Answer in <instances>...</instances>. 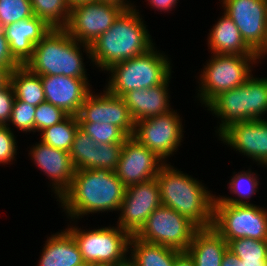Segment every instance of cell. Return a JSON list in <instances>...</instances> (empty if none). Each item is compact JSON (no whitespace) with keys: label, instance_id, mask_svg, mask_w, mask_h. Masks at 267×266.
<instances>
[{"label":"cell","instance_id":"25","mask_svg":"<svg viewBox=\"0 0 267 266\" xmlns=\"http://www.w3.org/2000/svg\"><path fill=\"white\" fill-rule=\"evenodd\" d=\"M206 107L221 120L218 136L232 124L244 122L243 85L220 93Z\"/></svg>","mask_w":267,"mask_h":266},{"label":"cell","instance_id":"43","mask_svg":"<svg viewBox=\"0 0 267 266\" xmlns=\"http://www.w3.org/2000/svg\"><path fill=\"white\" fill-rule=\"evenodd\" d=\"M174 266H195L194 261L186 252H183L174 263Z\"/></svg>","mask_w":267,"mask_h":266},{"label":"cell","instance_id":"28","mask_svg":"<svg viewBox=\"0 0 267 266\" xmlns=\"http://www.w3.org/2000/svg\"><path fill=\"white\" fill-rule=\"evenodd\" d=\"M79 128L77 116L69 115L62 122L43 129L41 142L66 152H70L75 134Z\"/></svg>","mask_w":267,"mask_h":266},{"label":"cell","instance_id":"37","mask_svg":"<svg viewBox=\"0 0 267 266\" xmlns=\"http://www.w3.org/2000/svg\"><path fill=\"white\" fill-rule=\"evenodd\" d=\"M36 106H32L26 102L15 98L10 123L14 125L17 130L34 133V118Z\"/></svg>","mask_w":267,"mask_h":266},{"label":"cell","instance_id":"41","mask_svg":"<svg viewBox=\"0 0 267 266\" xmlns=\"http://www.w3.org/2000/svg\"><path fill=\"white\" fill-rule=\"evenodd\" d=\"M148 1L149 6L151 8H155L156 10H160V12H168L169 10L175 8L177 5V1L179 0H146Z\"/></svg>","mask_w":267,"mask_h":266},{"label":"cell","instance_id":"9","mask_svg":"<svg viewBox=\"0 0 267 266\" xmlns=\"http://www.w3.org/2000/svg\"><path fill=\"white\" fill-rule=\"evenodd\" d=\"M198 227L174 209L161 205L147 218L135 234L143 241L168 246L185 252Z\"/></svg>","mask_w":267,"mask_h":266},{"label":"cell","instance_id":"29","mask_svg":"<svg viewBox=\"0 0 267 266\" xmlns=\"http://www.w3.org/2000/svg\"><path fill=\"white\" fill-rule=\"evenodd\" d=\"M249 170V171H248ZM247 171L242 170L238 173H233V177L229 181V189L231 194H235V197H227V196H217V198L223 202L228 204H252L249 202L251 197L258 192L259 179L257 175L252 172L251 169ZM249 199V200H248ZM245 200V201H244ZM248 201V202H247Z\"/></svg>","mask_w":267,"mask_h":266},{"label":"cell","instance_id":"2","mask_svg":"<svg viewBox=\"0 0 267 266\" xmlns=\"http://www.w3.org/2000/svg\"><path fill=\"white\" fill-rule=\"evenodd\" d=\"M139 14L135 7L124 10L112 26L90 45L91 62L95 67L105 71L113 64L145 54L154 47Z\"/></svg>","mask_w":267,"mask_h":266},{"label":"cell","instance_id":"5","mask_svg":"<svg viewBox=\"0 0 267 266\" xmlns=\"http://www.w3.org/2000/svg\"><path fill=\"white\" fill-rule=\"evenodd\" d=\"M164 54L154 46L145 54L113 64L105 70L111 73L105 90L122 97L130 90L148 89L162 84L172 73L171 62Z\"/></svg>","mask_w":267,"mask_h":266},{"label":"cell","instance_id":"18","mask_svg":"<svg viewBox=\"0 0 267 266\" xmlns=\"http://www.w3.org/2000/svg\"><path fill=\"white\" fill-rule=\"evenodd\" d=\"M40 78L45 100L69 115H78L85 98L92 91L88 79L65 75H48Z\"/></svg>","mask_w":267,"mask_h":266},{"label":"cell","instance_id":"10","mask_svg":"<svg viewBox=\"0 0 267 266\" xmlns=\"http://www.w3.org/2000/svg\"><path fill=\"white\" fill-rule=\"evenodd\" d=\"M182 117L170 110L165 114L135 122L132 137L165 162L183 141Z\"/></svg>","mask_w":267,"mask_h":266},{"label":"cell","instance_id":"47","mask_svg":"<svg viewBox=\"0 0 267 266\" xmlns=\"http://www.w3.org/2000/svg\"><path fill=\"white\" fill-rule=\"evenodd\" d=\"M69 5L72 7L76 4H79V3H83V2H93V1H97V0H67Z\"/></svg>","mask_w":267,"mask_h":266},{"label":"cell","instance_id":"7","mask_svg":"<svg viewBox=\"0 0 267 266\" xmlns=\"http://www.w3.org/2000/svg\"><path fill=\"white\" fill-rule=\"evenodd\" d=\"M67 227L78 244L84 262L96 266L128 265L129 240L131 235L119 226L82 230L79 226Z\"/></svg>","mask_w":267,"mask_h":266},{"label":"cell","instance_id":"30","mask_svg":"<svg viewBox=\"0 0 267 266\" xmlns=\"http://www.w3.org/2000/svg\"><path fill=\"white\" fill-rule=\"evenodd\" d=\"M33 13L51 28H64L69 20L71 6L67 0H30Z\"/></svg>","mask_w":267,"mask_h":266},{"label":"cell","instance_id":"36","mask_svg":"<svg viewBox=\"0 0 267 266\" xmlns=\"http://www.w3.org/2000/svg\"><path fill=\"white\" fill-rule=\"evenodd\" d=\"M68 116L69 114H67L63 109L44 101L36 106L34 132H40L47 127L58 124L65 120Z\"/></svg>","mask_w":267,"mask_h":266},{"label":"cell","instance_id":"27","mask_svg":"<svg viewBox=\"0 0 267 266\" xmlns=\"http://www.w3.org/2000/svg\"><path fill=\"white\" fill-rule=\"evenodd\" d=\"M244 121L265 120L267 114V78L253 75L243 84Z\"/></svg>","mask_w":267,"mask_h":266},{"label":"cell","instance_id":"15","mask_svg":"<svg viewBox=\"0 0 267 266\" xmlns=\"http://www.w3.org/2000/svg\"><path fill=\"white\" fill-rule=\"evenodd\" d=\"M78 122L107 123L120 127L132 137L135 122L122 97L108 93L93 94L91 91L81 105L77 115Z\"/></svg>","mask_w":267,"mask_h":266},{"label":"cell","instance_id":"34","mask_svg":"<svg viewBox=\"0 0 267 266\" xmlns=\"http://www.w3.org/2000/svg\"><path fill=\"white\" fill-rule=\"evenodd\" d=\"M228 249L240 260L267 259V241L251 238L233 239L228 242Z\"/></svg>","mask_w":267,"mask_h":266},{"label":"cell","instance_id":"8","mask_svg":"<svg viewBox=\"0 0 267 266\" xmlns=\"http://www.w3.org/2000/svg\"><path fill=\"white\" fill-rule=\"evenodd\" d=\"M212 227L227 241L251 238L267 241V211L254 204H228L216 196Z\"/></svg>","mask_w":267,"mask_h":266},{"label":"cell","instance_id":"22","mask_svg":"<svg viewBox=\"0 0 267 266\" xmlns=\"http://www.w3.org/2000/svg\"><path fill=\"white\" fill-rule=\"evenodd\" d=\"M207 39L211 54L258 55L245 43L238 27L224 12L213 25Z\"/></svg>","mask_w":267,"mask_h":266},{"label":"cell","instance_id":"13","mask_svg":"<svg viewBox=\"0 0 267 266\" xmlns=\"http://www.w3.org/2000/svg\"><path fill=\"white\" fill-rule=\"evenodd\" d=\"M162 205L156 178L128 186L120 205L117 226L135 235L146 223L149 215Z\"/></svg>","mask_w":267,"mask_h":266},{"label":"cell","instance_id":"42","mask_svg":"<svg viewBox=\"0 0 267 266\" xmlns=\"http://www.w3.org/2000/svg\"><path fill=\"white\" fill-rule=\"evenodd\" d=\"M220 266H245L242 260L238 258L231 250L227 249Z\"/></svg>","mask_w":267,"mask_h":266},{"label":"cell","instance_id":"24","mask_svg":"<svg viewBox=\"0 0 267 266\" xmlns=\"http://www.w3.org/2000/svg\"><path fill=\"white\" fill-rule=\"evenodd\" d=\"M129 266H174L175 260L183 253L180 250L149 243L131 235L129 240Z\"/></svg>","mask_w":267,"mask_h":266},{"label":"cell","instance_id":"39","mask_svg":"<svg viewBox=\"0 0 267 266\" xmlns=\"http://www.w3.org/2000/svg\"><path fill=\"white\" fill-rule=\"evenodd\" d=\"M14 100L15 91L9 81L2 89H0V125L9 124Z\"/></svg>","mask_w":267,"mask_h":266},{"label":"cell","instance_id":"19","mask_svg":"<svg viewBox=\"0 0 267 266\" xmlns=\"http://www.w3.org/2000/svg\"><path fill=\"white\" fill-rule=\"evenodd\" d=\"M51 30V27L41 18L32 16L9 24L3 28L8 40L9 50L13 58L25 65L32 57L34 46Z\"/></svg>","mask_w":267,"mask_h":266},{"label":"cell","instance_id":"1","mask_svg":"<svg viewBox=\"0 0 267 266\" xmlns=\"http://www.w3.org/2000/svg\"><path fill=\"white\" fill-rule=\"evenodd\" d=\"M125 188L113 171L76 170L69 189L58 201L64 209L63 212L68 214L67 217L75 221L88 213L119 212Z\"/></svg>","mask_w":267,"mask_h":266},{"label":"cell","instance_id":"35","mask_svg":"<svg viewBox=\"0 0 267 266\" xmlns=\"http://www.w3.org/2000/svg\"><path fill=\"white\" fill-rule=\"evenodd\" d=\"M123 143H101L93 148V169H107L115 172Z\"/></svg>","mask_w":267,"mask_h":266},{"label":"cell","instance_id":"12","mask_svg":"<svg viewBox=\"0 0 267 266\" xmlns=\"http://www.w3.org/2000/svg\"><path fill=\"white\" fill-rule=\"evenodd\" d=\"M123 11L117 5L99 1L79 3L71 7L64 29L78 42L90 46Z\"/></svg>","mask_w":267,"mask_h":266},{"label":"cell","instance_id":"48","mask_svg":"<svg viewBox=\"0 0 267 266\" xmlns=\"http://www.w3.org/2000/svg\"><path fill=\"white\" fill-rule=\"evenodd\" d=\"M79 266H96V265L93 264V263H87V262H84V263H82V264L79 265Z\"/></svg>","mask_w":267,"mask_h":266},{"label":"cell","instance_id":"40","mask_svg":"<svg viewBox=\"0 0 267 266\" xmlns=\"http://www.w3.org/2000/svg\"><path fill=\"white\" fill-rule=\"evenodd\" d=\"M0 66L6 67L10 72L20 66L10 53L3 28H0Z\"/></svg>","mask_w":267,"mask_h":266},{"label":"cell","instance_id":"31","mask_svg":"<svg viewBox=\"0 0 267 266\" xmlns=\"http://www.w3.org/2000/svg\"><path fill=\"white\" fill-rule=\"evenodd\" d=\"M97 143L78 128L70 149V157L76 170L93 169V148Z\"/></svg>","mask_w":267,"mask_h":266},{"label":"cell","instance_id":"17","mask_svg":"<svg viewBox=\"0 0 267 266\" xmlns=\"http://www.w3.org/2000/svg\"><path fill=\"white\" fill-rule=\"evenodd\" d=\"M34 164L50 179L57 201L69 189L76 171L70 153L53 148L41 141L28 153Z\"/></svg>","mask_w":267,"mask_h":266},{"label":"cell","instance_id":"33","mask_svg":"<svg viewBox=\"0 0 267 266\" xmlns=\"http://www.w3.org/2000/svg\"><path fill=\"white\" fill-rule=\"evenodd\" d=\"M32 16L30 0H0V28Z\"/></svg>","mask_w":267,"mask_h":266},{"label":"cell","instance_id":"11","mask_svg":"<svg viewBox=\"0 0 267 266\" xmlns=\"http://www.w3.org/2000/svg\"><path fill=\"white\" fill-rule=\"evenodd\" d=\"M223 11L261 59L267 54V0H221Z\"/></svg>","mask_w":267,"mask_h":266},{"label":"cell","instance_id":"3","mask_svg":"<svg viewBox=\"0 0 267 266\" xmlns=\"http://www.w3.org/2000/svg\"><path fill=\"white\" fill-rule=\"evenodd\" d=\"M160 189L161 203L187 217L198 228L213 225L215 194L193 178L169 163L156 176Z\"/></svg>","mask_w":267,"mask_h":266},{"label":"cell","instance_id":"14","mask_svg":"<svg viewBox=\"0 0 267 266\" xmlns=\"http://www.w3.org/2000/svg\"><path fill=\"white\" fill-rule=\"evenodd\" d=\"M156 153L128 137L122 147L115 173L125 187L156 178L166 164Z\"/></svg>","mask_w":267,"mask_h":266},{"label":"cell","instance_id":"21","mask_svg":"<svg viewBox=\"0 0 267 266\" xmlns=\"http://www.w3.org/2000/svg\"><path fill=\"white\" fill-rule=\"evenodd\" d=\"M228 242L211 226L198 228L185 251L195 266H220Z\"/></svg>","mask_w":267,"mask_h":266},{"label":"cell","instance_id":"32","mask_svg":"<svg viewBox=\"0 0 267 266\" xmlns=\"http://www.w3.org/2000/svg\"><path fill=\"white\" fill-rule=\"evenodd\" d=\"M79 128L97 144L124 143L129 137L120 127L107 123L78 122Z\"/></svg>","mask_w":267,"mask_h":266},{"label":"cell","instance_id":"6","mask_svg":"<svg viewBox=\"0 0 267 266\" xmlns=\"http://www.w3.org/2000/svg\"><path fill=\"white\" fill-rule=\"evenodd\" d=\"M260 59L259 55L213 54L199 75L200 103L206 107L220 93L243 85L253 75V64Z\"/></svg>","mask_w":267,"mask_h":266},{"label":"cell","instance_id":"26","mask_svg":"<svg viewBox=\"0 0 267 266\" xmlns=\"http://www.w3.org/2000/svg\"><path fill=\"white\" fill-rule=\"evenodd\" d=\"M10 82L16 99L32 106H38L46 101L40 75L33 73L25 65H20L11 71Z\"/></svg>","mask_w":267,"mask_h":266},{"label":"cell","instance_id":"4","mask_svg":"<svg viewBox=\"0 0 267 266\" xmlns=\"http://www.w3.org/2000/svg\"><path fill=\"white\" fill-rule=\"evenodd\" d=\"M82 47L91 59L90 46L72 38L64 28H51L34 46L33 55L25 66L40 76L65 75L88 79Z\"/></svg>","mask_w":267,"mask_h":266},{"label":"cell","instance_id":"45","mask_svg":"<svg viewBox=\"0 0 267 266\" xmlns=\"http://www.w3.org/2000/svg\"><path fill=\"white\" fill-rule=\"evenodd\" d=\"M10 73L6 67L0 66V89L10 81Z\"/></svg>","mask_w":267,"mask_h":266},{"label":"cell","instance_id":"44","mask_svg":"<svg viewBox=\"0 0 267 266\" xmlns=\"http://www.w3.org/2000/svg\"><path fill=\"white\" fill-rule=\"evenodd\" d=\"M97 1L117 5L118 7H121L124 10L136 7L133 5V3L131 4V2H129L128 0H97Z\"/></svg>","mask_w":267,"mask_h":266},{"label":"cell","instance_id":"46","mask_svg":"<svg viewBox=\"0 0 267 266\" xmlns=\"http://www.w3.org/2000/svg\"><path fill=\"white\" fill-rule=\"evenodd\" d=\"M245 266H267V259L242 260Z\"/></svg>","mask_w":267,"mask_h":266},{"label":"cell","instance_id":"38","mask_svg":"<svg viewBox=\"0 0 267 266\" xmlns=\"http://www.w3.org/2000/svg\"><path fill=\"white\" fill-rule=\"evenodd\" d=\"M8 125H0V164H8L15 160L17 155L16 137Z\"/></svg>","mask_w":267,"mask_h":266},{"label":"cell","instance_id":"23","mask_svg":"<svg viewBox=\"0 0 267 266\" xmlns=\"http://www.w3.org/2000/svg\"><path fill=\"white\" fill-rule=\"evenodd\" d=\"M38 266H79L84 263L78 244L65 229L46 240Z\"/></svg>","mask_w":267,"mask_h":266},{"label":"cell","instance_id":"16","mask_svg":"<svg viewBox=\"0 0 267 266\" xmlns=\"http://www.w3.org/2000/svg\"><path fill=\"white\" fill-rule=\"evenodd\" d=\"M224 144L259 165L267 167V120H248L232 124L219 136Z\"/></svg>","mask_w":267,"mask_h":266},{"label":"cell","instance_id":"20","mask_svg":"<svg viewBox=\"0 0 267 266\" xmlns=\"http://www.w3.org/2000/svg\"><path fill=\"white\" fill-rule=\"evenodd\" d=\"M171 78L170 75L162 84L148 89L130 90L122 96L134 122L172 110L168 92Z\"/></svg>","mask_w":267,"mask_h":266}]
</instances>
